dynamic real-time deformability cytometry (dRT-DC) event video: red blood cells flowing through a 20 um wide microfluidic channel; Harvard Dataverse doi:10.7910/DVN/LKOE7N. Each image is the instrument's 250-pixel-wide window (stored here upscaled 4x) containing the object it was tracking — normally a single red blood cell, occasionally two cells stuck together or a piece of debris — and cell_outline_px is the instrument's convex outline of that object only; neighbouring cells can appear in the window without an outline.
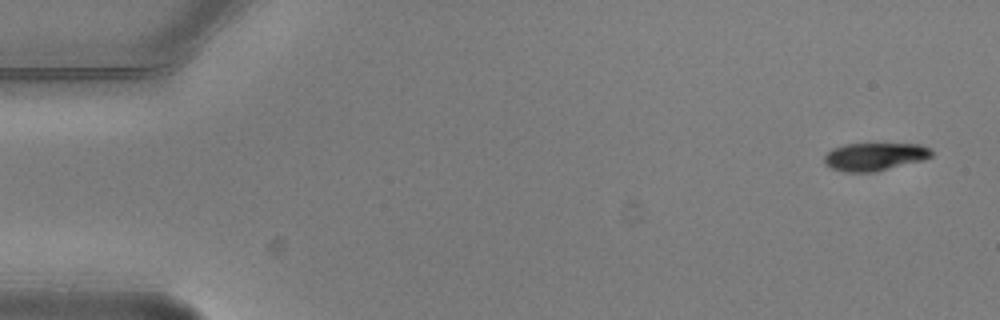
{"species": "common noctule bat (a hibernating species)", "species_latin": "Nyctalus noctula", "temperature_condition": "warm", "stored_images_in_passage": 5, "camera_frame_rate_fps": 3000, "um_per_image_px": 0.085, "animal": {"sex": "male", "body_mass_g": 20.5, "forearm_length_mm": 52.5}, "frame": {"image": 1, "passage_image": 1, "time_ms": 0.0, "image_size_px": [1000, 320], "cell_outline_px": [[932, 156], [924, 160], [876, 172], [844, 172], [832, 168], [824, 164], [824, 156], [832, 148], [844, 144], [920, 144], [932, 148]], "centroid_in_image_um": [74.36, 13.32], "position_along_channel_um": 10.6, "area_um2": 17.63}}
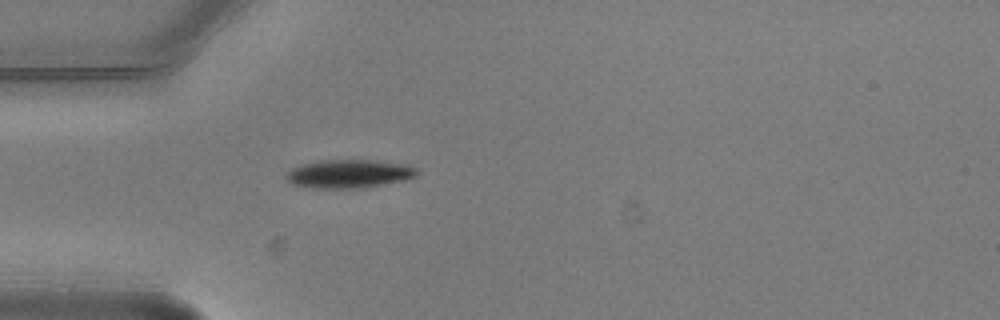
{"frame": {"image": 2, "passage_image": 5, "time_ms": 1.333, "image_size_px": [1000, 320], "cell_outline_px": [[420, 172], [416, 176], [404, 180], [364, 188], [312, 188], [292, 184], [284, 176], [292, 168], [300, 164], [320, 160], [376, 160], [408, 164], [416, 168]], "centroid_in_image_um": [29.69, 14.76], "position_along_channel_um": 55.3, "area_um2": 21.91}}